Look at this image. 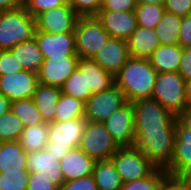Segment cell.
Returning <instances> with one entry per match:
<instances>
[{
  "label": "cell",
  "instance_id": "51",
  "mask_svg": "<svg viewBox=\"0 0 191 190\" xmlns=\"http://www.w3.org/2000/svg\"><path fill=\"white\" fill-rule=\"evenodd\" d=\"M185 95L187 106H191V81L186 82Z\"/></svg>",
  "mask_w": 191,
  "mask_h": 190
},
{
  "label": "cell",
  "instance_id": "17",
  "mask_svg": "<svg viewBox=\"0 0 191 190\" xmlns=\"http://www.w3.org/2000/svg\"><path fill=\"white\" fill-rule=\"evenodd\" d=\"M96 17L112 38L127 40L138 26L134 10L99 11Z\"/></svg>",
  "mask_w": 191,
  "mask_h": 190
},
{
  "label": "cell",
  "instance_id": "44",
  "mask_svg": "<svg viewBox=\"0 0 191 190\" xmlns=\"http://www.w3.org/2000/svg\"><path fill=\"white\" fill-rule=\"evenodd\" d=\"M179 45L182 48H191V14L182 17Z\"/></svg>",
  "mask_w": 191,
  "mask_h": 190
},
{
  "label": "cell",
  "instance_id": "46",
  "mask_svg": "<svg viewBox=\"0 0 191 190\" xmlns=\"http://www.w3.org/2000/svg\"><path fill=\"white\" fill-rule=\"evenodd\" d=\"M159 190H190L184 182L176 176L167 175L161 185Z\"/></svg>",
  "mask_w": 191,
  "mask_h": 190
},
{
  "label": "cell",
  "instance_id": "42",
  "mask_svg": "<svg viewBox=\"0 0 191 190\" xmlns=\"http://www.w3.org/2000/svg\"><path fill=\"white\" fill-rule=\"evenodd\" d=\"M164 8L179 17H184L191 14V0H165Z\"/></svg>",
  "mask_w": 191,
  "mask_h": 190
},
{
  "label": "cell",
  "instance_id": "21",
  "mask_svg": "<svg viewBox=\"0 0 191 190\" xmlns=\"http://www.w3.org/2000/svg\"><path fill=\"white\" fill-rule=\"evenodd\" d=\"M130 57L149 59L152 53L161 45L155 29L137 26L126 40Z\"/></svg>",
  "mask_w": 191,
  "mask_h": 190
},
{
  "label": "cell",
  "instance_id": "5",
  "mask_svg": "<svg viewBox=\"0 0 191 190\" xmlns=\"http://www.w3.org/2000/svg\"><path fill=\"white\" fill-rule=\"evenodd\" d=\"M185 88L186 81L178 72L158 73L151 98L177 118L187 106Z\"/></svg>",
  "mask_w": 191,
  "mask_h": 190
},
{
  "label": "cell",
  "instance_id": "8",
  "mask_svg": "<svg viewBox=\"0 0 191 190\" xmlns=\"http://www.w3.org/2000/svg\"><path fill=\"white\" fill-rule=\"evenodd\" d=\"M79 148L95 161L111 159L120 148L102 122L87 121Z\"/></svg>",
  "mask_w": 191,
  "mask_h": 190
},
{
  "label": "cell",
  "instance_id": "36",
  "mask_svg": "<svg viewBox=\"0 0 191 190\" xmlns=\"http://www.w3.org/2000/svg\"><path fill=\"white\" fill-rule=\"evenodd\" d=\"M29 171L0 172V190H27L29 185Z\"/></svg>",
  "mask_w": 191,
  "mask_h": 190
},
{
  "label": "cell",
  "instance_id": "23",
  "mask_svg": "<svg viewBox=\"0 0 191 190\" xmlns=\"http://www.w3.org/2000/svg\"><path fill=\"white\" fill-rule=\"evenodd\" d=\"M27 152L17 141L0 142V172H19L27 169Z\"/></svg>",
  "mask_w": 191,
  "mask_h": 190
},
{
  "label": "cell",
  "instance_id": "24",
  "mask_svg": "<svg viewBox=\"0 0 191 190\" xmlns=\"http://www.w3.org/2000/svg\"><path fill=\"white\" fill-rule=\"evenodd\" d=\"M183 48L180 45H160L149 61L158 73L178 72Z\"/></svg>",
  "mask_w": 191,
  "mask_h": 190
},
{
  "label": "cell",
  "instance_id": "22",
  "mask_svg": "<svg viewBox=\"0 0 191 190\" xmlns=\"http://www.w3.org/2000/svg\"><path fill=\"white\" fill-rule=\"evenodd\" d=\"M61 94L60 87L38 83L32 99L45 123L54 122L56 106Z\"/></svg>",
  "mask_w": 191,
  "mask_h": 190
},
{
  "label": "cell",
  "instance_id": "27",
  "mask_svg": "<svg viewBox=\"0 0 191 190\" xmlns=\"http://www.w3.org/2000/svg\"><path fill=\"white\" fill-rule=\"evenodd\" d=\"M61 92L83 102L93 95L92 91H87L86 58L79 59L76 70L65 81Z\"/></svg>",
  "mask_w": 191,
  "mask_h": 190
},
{
  "label": "cell",
  "instance_id": "43",
  "mask_svg": "<svg viewBox=\"0 0 191 190\" xmlns=\"http://www.w3.org/2000/svg\"><path fill=\"white\" fill-rule=\"evenodd\" d=\"M29 185L27 190H59V187L53 184V180L44 177H36L35 172H29Z\"/></svg>",
  "mask_w": 191,
  "mask_h": 190
},
{
  "label": "cell",
  "instance_id": "37",
  "mask_svg": "<svg viewBox=\"0 0 191 190\" xmlns=\"http://www.w3.org/2000/svg\"><path fill=\"white\" fill-rule=\"evenodd\" d=\"M79 17L96 16L102 0H68Z\"/></svg>",
  "mask_w": 191,
  "mask_h": 190
},
{
  "label": "cell",
  "instance_id": "16",
  "mask_svg": "<svg viewBox=\"0 0 191 190\" xmlns=\"http://www.w3.org/2000/svg\"><path fill=\"white\" fill-rule=\"evenodd\" d=\"M79 56H64V59L44 58L37 74L38 81L45 85L62 87L76 70Z\"/></svg>",
  "mask_w": 191,
  "mask_h": 190
},
{
  "label": "cell",
  "instance_id": "2",
  "mask_svg": "<svg viewBox=\"0 0 191 190\" xmlns=\"http://www.w3.org/2000/svg\"><path fill=\"white\" fill-rule=\"evenodd\" d=\"M175 130L135 131L134 147L156 167L166 170L174 155Z\"/></svg>",
  "mask_w": 191,
  "mask_h": 190
},
{
  "label": "cell",
  "instance_id": "40",
  "mask_svg": "<svg viewBox=\"0 0 191 190\" xmlns=\"http://www.w3.org/2000/svg\"><path fill=\"white\" fill-rule=\"evenodd\" d=\"M59 190H98L92 175L64 182Z\"/></svg>",
  "mask_w": 191,
  "mask_h": 190
},
{
  "label": "cell",
  "instance_id": "4",
  "mask_svg": "<svg viewBox=\"0 0 191 190\" xmlns=\"http://www.w3.org/2000/svg\"><path fill=\"white\" fill-rule=\"evenodd\" d=\"M87 121L78 118L49 123L48 143L44 149L61 160L72 148L79 147Z\"/></svg>",
  "mask_w": 191,
  "mask_h": 190
},
{
  "label": "cell",
  "instance_id": "12",
  "mask_svg": "<svg viewBox=\"0 0 191 190\" xmlns=\"http://www.w3.org/2000/svg\"><path fill=\"white\" fill-rule=\"evenodd\" d=\"M79 16L69 4L54 7L35 17L37 31L46 33H74Z\"/></svg>",
  "mask_w": 191,
  "mask_h": 190
},
{
  "label": "cell",
  "instance_id": "41",
  "mask_svg": "<svg viewBox=\"0 0 191 190\" xmlns=\"http://www.w3.org/2000/svg\"><path fill=\"white\" fill-rule=\"evenodd\" d=\"M136 5V0H102L100 11H131Z\"/></svg>",
  "mask_w": 191,
  "mask_h": 190
},
{
  "label": "cell",
  "instance_id": "31",
  "mask_svg": "<svg viewBox=\"0 0 191 190\" xmlns=\"http://www.w3.org/2000/svg\"><path fill=\"white\" fill-rule=\"evenodd\" d=\"M78 118H85V102L62 93L56 106L54 121Z\"/></svg>",
  "mask_w": 191,
  "mask_h": 190
},
{
  "label": "cell",
  "instance_id": "7",
  "mask_svg": "<svg viewBox=\"0 0 191 190\" xmlns=\"http://www.w3.org/2000/svg\"><path fill=\"white\" fill-rule=\"evenodd\" d=\"M74 36L80 58H93L110 37L96 16L79 17Z\"/></svg>",
  "mask_w": 191,
  "mask_h": 190
},
{
  "label": "cell",
  "instance_id": "54",
  "mask_svg": "<svg viewBox=\"0 0 191 190\" xmlns=\"http://www.w3.org/2000/svg\"><path fill=\"white\" fill-rule=\"evenodd\" d=\"M5 10L0 7V18Z\"/></svg>",
  "mask_w": 191,
  "mask_h": 190
},
{
  "label": "cell",
  "instance_id": "1",
  "mask_svg": "<svg viewBox=\"0 0 191 190\" xmlns=\"http://www.w3.org/2000/svg\"><path fill=\"white\" fill-rule=\"evenodd\" d=\"M157 75L149 59L130 57L114 80L123 91L126 101L133 102L151 98Z\"/></svg>",
  "mask_w": 191,
  "mask_h": 190
},
{
  "label": "cell",
  "instance_id": "47",
  "mask_svg": "<svg viewBox=\"0 0 191 190\" xmlns=\"http://www.w3.org/2000/svg\"><path fill=\"white\" fill-rule=\"evenodd\" d=\"M177 119L188 129L191 130V106H186L185 110Z\"/></svg>",
  "mask_w": 191,
  "mask_h": 190
},
{
  "label": "cell",
  "instance_id": "39",
  "mask_svg": "<svg viewBox=\"0 0 191 190\" xmlns=\"http://www.w3.org/2000/svg\"><path fill=\"white\" fill-rule=\"evenodd\" d=\"M22 63H20L10 50L0 51V75L11 74L23 71Z\"/></svg>",
  "mask_w": 191,
  "mask_h": 190
},
{
  "label": "cell",
  "instance_id": "28",
  "mask_svg": "<svg viewBox=\"0 0 191 190\" xmlns=\"http://www.w3.org/2000/svg\"><path fill=\"white\" fill-rule=\"evenodd\" d=\"M181 22L182 17L165 10L155 27L161 45H179Z\"/></svg>",
  "mask_w": 191,
  "mask_h": 190
},
{
  "label": "cell",
  "instance_id": "11",
  "mask_svg": "<svg viewBox=\"0 0 191 190\" xmlns=\"http://www.w3.org/2000/svg\"><path fill=\"white\" fill-rule=\"evenodd\" d=\"M119 147H131L135 142L134 106L126 102L102 122Z\"/></svg>",
  "mask_w": 191,
  "mask_h": 190
},
{
  "label": "cell",
  "instance_id": "32",
  "mask_svg": "<svg viewBox=\"0 0 191 190\" xmlns=\"http://www.w3.org/2000/svg\"><path fill=\"white\" fill-rule=\"evenodd\" d=\"M10 110L21 119L24 127L44 123L32 98L12 102Z\"/></svg>",
  "mask_w": 191,
  "mask_h": 190
},
{
  "label": "cell",
  "instance_id": "18",
  "mask_svg": "<svg viewBox=\"0 0 191 190\" xmlns=\"http://www.w3.org/2000/svg\"><path fill=\"white\" fill-rule=\"evenodd\" d=\"M191 167V130L178 119L175 124L174 155L170 166L165 170L168 175L179 177Z\"/></svg>",
  "mask_w": 191,
  "mask_h": 190
},
{
  "label": "cell",
  "instance_id": "20",
  "mask_svg": "<svg viewBox=\"0 0 191 190\" xmlns=\"http://www.w3.org/2000/svg\"><path fill=\"white\" fill-rule=\"evenodd\" d=\"M95 160L85 154L79 147L72 148L61 158L59 164L64 180L70 181L93 174Z\"/></svg>",
  "mask_w": 191,
  "mask_h": 190
},
{
  "label": "cell",
  "instance_id": "25",
  "mask_svg": "<svg viewBox=\"0 0 191 190\" xmlns=\"http://www.w3.org/2000/svg\"><path fill=\"white\" fill-rule=\"evenodd\" d=\"M10 51L22 63L24 70L38 74L44 57L34 37L15 45Z\"/></svg>",
  "mask_w": 191,
  "mask_h": 190
},
{
  "label": "cell",
  "instance_id": "15",
  "mask_svg": "<svg viewBox=\"0 0 191 190\" xmlns=\"http://www.w3.org/2000/svg\"><path fill=\"white\" fill-rule=\"evenodd\" d=\"M129 58L127 41L109 37L92 59L104 70L115 76Z\"/></svg>",
  "mask_w": 191,
  "mask_h": 190
},
{
  "label": "cell",
  "instance_id": "14",
  "mask_svg": "<svg viewBox=\"0 0 191 190\" xmlns=\"http://www.w3.org/2000/svg\"><path fill=\"white\" fill-rule=\"evenodd\" d=\"M34 38L44 58L64 59V56H78L74 33H46L35 30Z\"/></svg>",
  "mask_w": 191,
  "mask_h": 190
},
{
  "label": "cell",
  "instance_id": "3",
  "mask_svg": "<svg viewBox=\"0 0 191 190\" xmlns=\"http://www.w3.org/2000/svg\"><path fill=\"white\" fill-rule=\"evenodd\" d=\"M35 30V18L25 7L5 10L0 18V51L31 40Z\"/></svg>",
  "mask_w": 191,
  "mask_h": 190
},
{
  "label": "cell",
  "instance_id": "50",
  "mask_svg": "<svg viewBox=\"0 0 191 190\" xmlns=\"http://www.w3.org/2000/svg\"><path fill=\"white\" fill-rule=\"evenodd\" d=\"M179 178L184 182V184L191 190V167L186 169Z\"/></svg>",
  "mask_w": 191,
  "mask_h": 190
},
{
  "label": "cell",
  "instance_id": "49",
  "mask_svg": "<svg viewBox=\"0 0 191 190\" xmlns=\"http://www.w3.org/2000/svg\"><path fill=\"white\" fill-rule=\"evenodd\" d=\"M0 7L4 10H12L21 6L15 0H0Z\"/></svg>",
  "mask_w": 191,
  "mask_h": 190
},
{
  "label": "cell",
  "instance_id": "29",
  "mask_svg": "<svg viewBox=\"0 0 191 190\" xmlns=\"http://www.w3.org/2000/svg\"><path fill=\"white\" fill-rule=\"evenodd\" d=\"M87 91L93 94L109 89L115 84L114 76L100 67L92 58H86Z\"/></svg>",
  "mask_w": 191,
  "mask_h": 190
},
{
  "label": "cell",
  "instance_id": "45",
  "mask_svg": "<svg viewBox=\"0 0 191 190\" xmlns=\"http://www.w3.org/2000/svg\"><path fill=\"white\" fill-rule=\"evenodd\" d=\"M178 73L186 82L191 81V48H183L181 65Z\"/></svg>",
  "mask_w": 191,
  "mask_h": 190
},
{
  "label": "cell",
  "instance_id": "53",
  "mask_svg": "<svg viewBox=\"0 0 191 190\" xmlns=\"http://www.w3.org/2000/svg\"><path fill=\"white\" fill-rule=\"evenodd\" d=\"M21 7H24L29 0H15Z\"/></svg>",
  "mask_w": 191,
  "mask_h": 190
},
{
  "label": "cell",
  "instance_id": "38",
  "mask_svg": "<svg viewBox=\"0 0 191 190\" xmlns=\"http://www.w3.org/2000/svg\"><path fill=\"white\" fill-rule=\"evenodd\" d=\"M68 2V0H29L24 7L26 11L35 18L43 12H46L54 7L65 5Z\"/></svg>",
  "mask_w": 191,
  "mask_h": 190
},
{
  "label": "cell",
  "instance_id": "10",
  "mask_svg": "<svg viewBox=\"0 0 191 190\" xmlns=\"http://www.w3.org/2000/svg\"><path fill=\"white\" fill-rule=\"evenodd\" d=\"M126 102L123 91L114 84L105 91L93 94L85 102V118L92 122H104Z\"/></svg>",
  "mask_w": 191,
  "mask_h": 190
},
{
  "label": "cell",
  "instance_id": "48",
  "mask_svg": "<svg viewBox=\"0 0 191 190\" xmlns=\"http://www.w3.org/2000/svg\"><path fill=\"white\" fill-rule=\"evenodd\" d=\"M11 108V101L4 95L0 94V117L9 112Z\"/></svg>",
  "mask_w": 191,
  "mask_h": 190
},
{
  "label": "cell",
  "instance_id": "26",
  "mask_svg": "<svg viewBox=\"0 0 191 190\" xmlns=\"http://www.w3.org/2000/svg\"><path fill=\"white\" fill-rule=\"evenodd\" d=\"M92 176L98 190H121L123 186L112 159L96 161Z\"/></svg>",
  "mask_w": 191,
  "mask_h": 190
},
{
  "label": "cell",
  "instance_id": "19",
  "mask_svg": "<svg viewBox=\"0 0 191 190\" xmlns=\"http://www.w3.org/2000/svg\"><path fill=\"white\" fill-rule=\"evenodd\" d=\"M26 157L27 169L29 172H35L36 177L53 180V184L59 188L65 182L59 164L60 160L45 149L29 152Z\"/></svg>",
  "mask_w": 191,
  "mask_h": 190
},
{
  "label": "cell",
  "instance_id": "30",
  "mask_svg": "<svg viewBox=\"0 0 191 190\" xmlns=\"http://www.w3.org/2000/svg\"><path fill=\"white\" fill-rule=\"evenodd\" d=\"M49 123H42L24 127L19 138L20 145L29 153L40 151L45 148L48 143Z\"/></svg>",
  "mask_w": 191,
  "mask_h": 190
},
{
  "label": "cell",
  "instance_id": "52",
  "mask_svg": "<svg viewBox=\"0 0 191 190\" xmlns=\"http://www.w3.org/2000/svg\"><path fill=\"white\" fill-rule=\"evenodd\" d=\"M165 0H136L137 5L141 4H156L164 5Z\"/></svg>",
  "mask_w": 191,
  "mask_h": 190
},
{
  "label": "cell",
  "instance_id": "6",
  "mask_svg": "<svg viewBox=\"0 0 191 190\" xmlns=\"http://www.w3.org/2000/svg\"><path fill=\"white\" fill-rule=\"evenodd\" d=\"M135 131L175 130L177 118L153 98L132 102Z\"/></svg>",
  "mask_w": 191,
  "mask_h": 190
},
{
  "label": "cell",
  "instance_id": "9",
  "mask_svg": "<svg viewBox=\"0 0 191 190\" xmlns=\"http://www.w3.org/2000/svg\"><path fill=\"white\" fill-rule=\"evenodd\" d=\"M111 159L123 183L145 178L156 169L143 152L134 146L120 147Z\"/></svg>",
  "mask_w": 191,
  "mask_h": 190
},
{
  "label": "cell",
  "instance_id": "13",
  "mask_svg": "<svg viewBox=\"0 0 191 190\" xmlns=\"http://www.w3.org/2000/svg\"><path fill=\"white\" fill-rule=\"evenodd\" d=\"M38 83L37 74L27 70L0 75V94L8 98L11 103L31 99Z\"/></svg>",
  "mask_w": 191,
  "mask_h": 190
},
{
  "label": "cell",
  "instance_id": "34",
  "mask_svg": "<svg viewBox=\"0 0 191 190\" xmlns=\"http://www.w3.org/2000/svg\"><path fill=\"white\" fill-rule=\"evenodd\" d=\"M23 129L21 119L10 110L0 117V142L19 140Z\"/></svg>",
  "mask_w": 191,
  "mask_h": 190
},
{
  "label": "cell",
  "instance_id": "33",
  "mask_svg": "<svg viewBox=\"0 0 191 190\" xmlns=\"http://www.w3.org/2000/svg\"><path fill=\"white\" fill-rule=\"evenodd\" d=\"M137 25L143 28L155 29L165 12L164 5L141 4L134 10Z\"/></svg>",
  "mask_w": 191,
  "mask_h": 190
},
{
  "label": "cell",
  "instance_id": "35",
  "mask_svg": "<svg viewBox=\"0 0 191 190\" xmlns=\"http://www.w3.org/2000/svg\"><path fill=\"white\" fill-rule=\"evenodd\" d=\"M168 173L160 168H156L149 176L123 183L121 190H159L163 179Z\"/></svg>",
  "mask_w": 191,
  "mask_h": 190
}]
</instances>
